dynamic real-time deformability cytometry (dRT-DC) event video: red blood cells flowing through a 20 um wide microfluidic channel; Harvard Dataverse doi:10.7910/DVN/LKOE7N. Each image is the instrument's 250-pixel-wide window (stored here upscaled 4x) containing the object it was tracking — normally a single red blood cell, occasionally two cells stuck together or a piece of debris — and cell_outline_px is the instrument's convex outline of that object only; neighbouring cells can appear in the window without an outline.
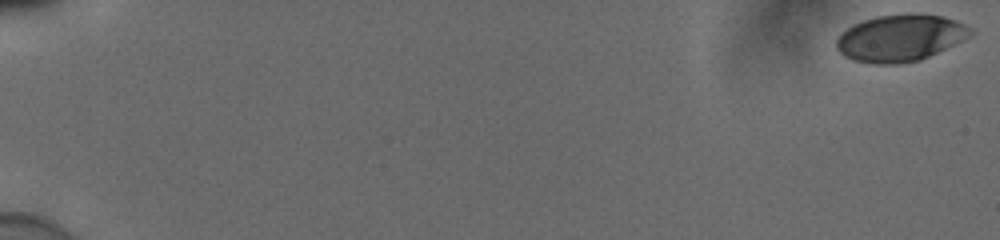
{"species": "human", "species_latin": "Homo sapiens", "temperature_condition": "cold", "stored_images_in_passage": 56, "camera_frame_rate_fps": 3000, "um_per_image_px": 0.085, "donor": {"sex": "male"}, "frame": {"image": 1, "passage_image": 1, "time_ms": 0.0, "image_size_px": [1000, 240], "cell_outline_px": [[972, 32], [968, 36], [920, 60], [900, 64], [872, 64], [852, 60], [840, 52], [836, 48], [836, 40], [848, 28], [864, 20], [876, 16], [944, 16], [956, 20], [972, 28]], "centroid_in_image_um": [76.48, 3.27], "position_along_channel_um": 8.5, "area_um2": 35.32}}
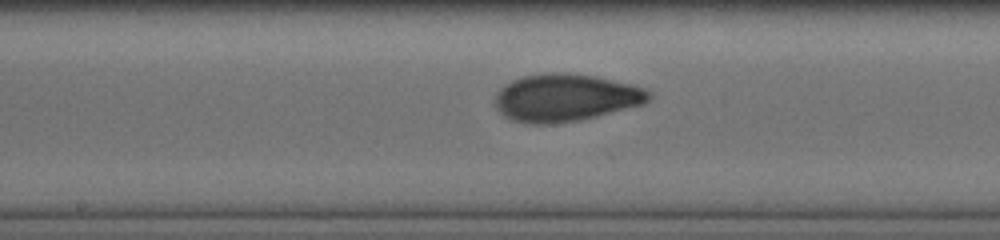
{"frame": {"image": 2, "passage_image": 32, "time_ms": 10.333, "image_size_px": [1000, 240], "cell_outline_px": [[652, 96], [644, 104], [580, 120], [552, 124], [528, 124], [512, 120], [504, 116], [496, 108], [496, 92], [504, 84], [512, 80], [524, 76], [552, 72], [564, 72], [596, 76], [632, 84], [648, 88], [652, 92]], "centroid_in_image_um": [48.09, 8.3], "position_along_channel_um": 200.1, "area_um2": 42.89}}
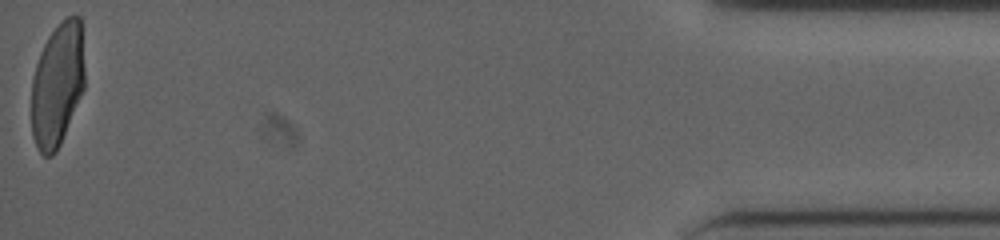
{"frame": {"image": 3, "passage_image": 56, "time_ms": 18.333, "image_size_px": [1000, 240], "cell_outline_px": [[84, 88], [60, 144], [56, 152], [52, 156], [44, 156], [40, 152], [32, 136], [32, 76], [40, 52], [48, 36], [68, 16], [80, 16], [84, 68]], "centroid_in_image_um": [4.87, 7.21], "position_along_channel_um": 430.3, "area_um2": 38.03}, "authors_computed_cell_mechanics": {"area_um2": 39.7953, "velocity_mm_per_s": 3.8738, "shape_relaxation_time_tau1_ms": 5.3774, "shape_relaxation_time_tau2_ms": 0.9429, "deformation_change_tau1": 0.1935, "deformation_change_tau2": 0.0593}}